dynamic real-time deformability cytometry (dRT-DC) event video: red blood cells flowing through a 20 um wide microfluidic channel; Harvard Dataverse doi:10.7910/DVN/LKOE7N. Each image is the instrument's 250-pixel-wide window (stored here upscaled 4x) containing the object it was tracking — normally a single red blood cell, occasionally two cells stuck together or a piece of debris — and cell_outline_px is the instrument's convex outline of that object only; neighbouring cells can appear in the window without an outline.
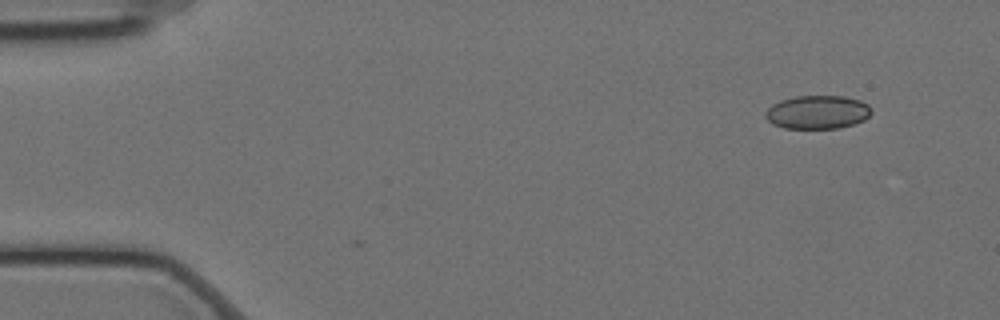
{"species": "Egyptian fruit bat (a non-hibernating species)", "species_latin": "Rousettus aegyptiacus", "temperature_condition": "cold", "stored_images_in_passage": 2, "camera_frame_rate_fps": 3000, "um_per_image_px": 0.085, "animal": {"sex": "female"}, "frame": {"image": 1, "passage_image": 2, "time_ms": 0.333, "image_size_px": [1000, 320], "cell_outline_px": [[872, 112], [864, 120], [852, 124], [836, 128], [784, 128], [772, 124], [764, 116], [764, 112], [772, 104], [780, 100], [796, 96], [844, 96], [860, 100], [868, 104], [872, 108]], "centroid_in_image_um": [69.47, 9.52], "position_along_channel_um": 15.5, "area_um2": 20.75}}